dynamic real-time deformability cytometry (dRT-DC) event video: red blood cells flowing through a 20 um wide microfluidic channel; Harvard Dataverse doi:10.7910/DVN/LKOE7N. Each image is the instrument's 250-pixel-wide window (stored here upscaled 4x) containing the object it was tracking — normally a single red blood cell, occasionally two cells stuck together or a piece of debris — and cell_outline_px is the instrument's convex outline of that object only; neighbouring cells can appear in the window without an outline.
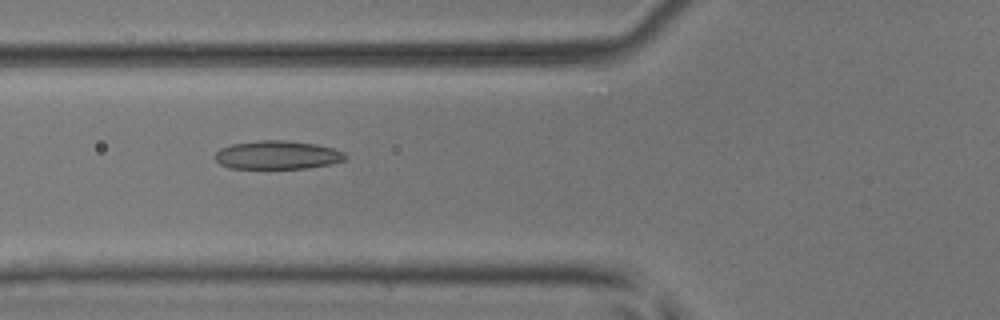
{"species": "common noctule bat (a hibernating species)", "species_latin": "Nyctalus noctula", "temperature_condition": "room temperature", "stored_images_in_passage": 23, "camera_frame_rate_fps": 3000, "um_per_image_px": 0.085, "animal": {"sex": "male", "body_mass_g": 17.9, "forearm_length_mm": 54.2}, "frame": {"image": 1, "passage_image": 11, "time_ms": 3.333, "image_size_px": [1000, 320], "cell_outline_px": [[348, 156], [344, 160], [332, 164], [308, 168], [232, 168], [220, 164], [212, 156], [220, 148], [232, 144], [260, 140], [280, 140], [316, 144], [332, 148], [344, 152]], "centroid_in_image_um": [23.57, 13.17], "position_along_channel_um": 102.2, "area_um2": 21.62}}
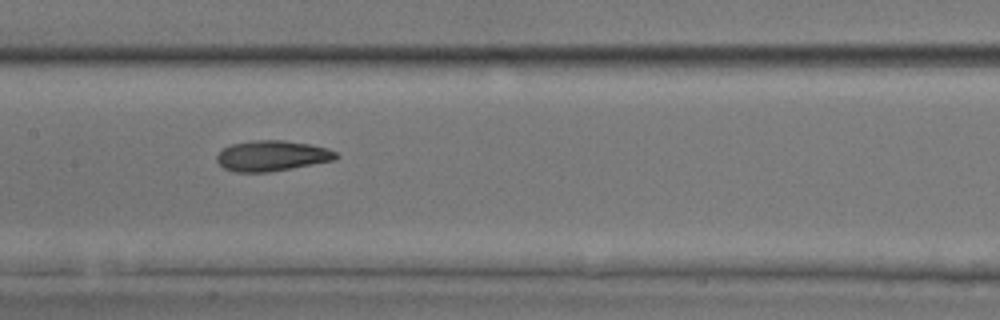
{"frame": {"image": 2, "passage_image": 17, "time_ms": 5.333, "image_size_px": [1000, 320], "cell_outline_px": [[340, 156], [336, 160], [292, 168], [268, 172], [236, 172], [224, 168], [216, 160], [216, 156], [224, 148], [232, 144], [252, 140], [284, 140], [312, 144], [328, 148], [336, 152]], "centroid_in_image_um": [23.16, 13.24], "position_along_channel_um": 184.2, "area_um2": 21.33}}
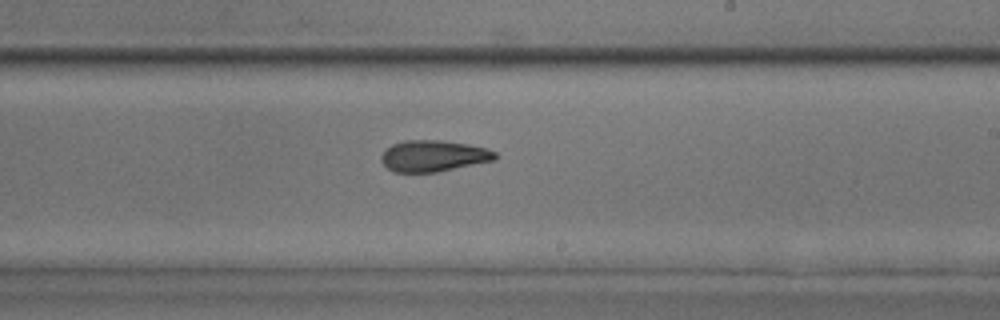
{"frame": {"image": 3, "passage_image": 22, "time_ms": 7.0, "image_size_px": [1000, 320], "cell_outline_px": [[500, 156], [496, 160], [436, 172], [396, 172], [388, 168], [380, 160], [380, 156], [392, 144], [404, 140], [440, 140], [468, 144], [488, 148], [496, 152]], "centroid_in_image_um": [36.89, 13.25], "position_along_channel_um": 252.1, "area_um2": 20.87}}